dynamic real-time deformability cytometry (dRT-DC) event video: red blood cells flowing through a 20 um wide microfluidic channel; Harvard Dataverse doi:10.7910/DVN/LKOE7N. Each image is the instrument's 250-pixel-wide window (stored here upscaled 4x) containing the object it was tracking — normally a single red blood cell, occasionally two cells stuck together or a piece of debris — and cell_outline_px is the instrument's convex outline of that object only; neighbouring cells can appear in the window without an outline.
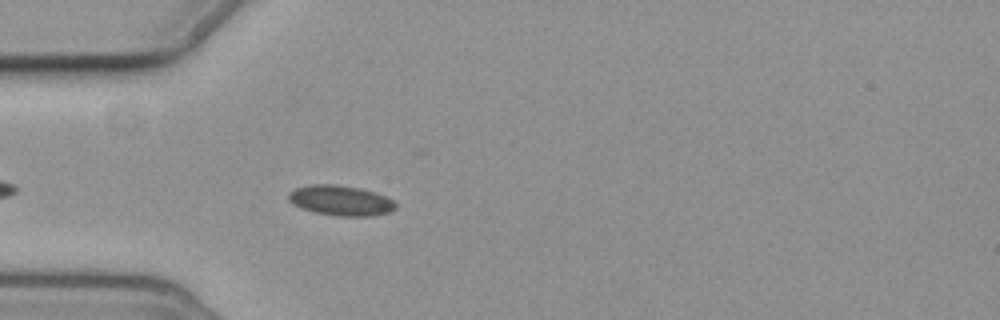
{"species": "common noctule bat (a hibernating species)", "species_latin": "Nyctalus noctula", "temperature_condition": "cold", "stored_images_in_passage": 4, "camera_frame_rate_fps": 3000, "um_per_image_px": 0.085, "animal": {"sex": "female", "body_mass_g": 19.3, "forearm_length_mm": 54.1}, "frame": {"image": 1, "passage_image": 4, "time_ms": 3.667, "image_size_px": [1000, 320], "cell_outline_px": [[396, 208], [388, 212], [372, 216], [336, 216], [316, 212], [300, 208], [292, 204], [288, 200], [288, 192], [296, 188], [312, 184], [336, 184], [360, 188], [376, 192], [392, 200], [396, 204]], "centroid_in_image_um": [28.93, 17.04], "position_along_channel_um": 56.1, "area_um2": 18.9}}